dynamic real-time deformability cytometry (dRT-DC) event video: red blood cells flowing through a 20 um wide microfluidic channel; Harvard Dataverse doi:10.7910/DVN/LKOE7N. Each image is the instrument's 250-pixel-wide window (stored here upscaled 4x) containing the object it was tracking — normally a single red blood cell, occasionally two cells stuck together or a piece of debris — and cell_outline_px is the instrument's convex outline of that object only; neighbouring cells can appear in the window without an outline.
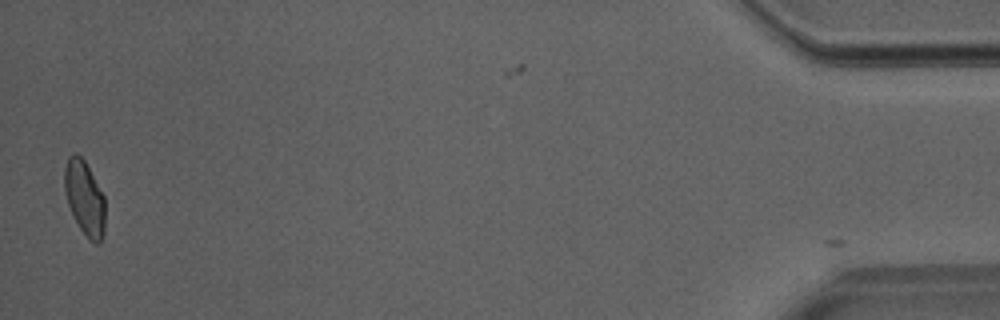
{"species": "Egyptian fruit bat (a non-hibernating species)", "species_latin": "Rousettus aegyptiacus", "temperature_condition": "room temperature", "stored_images_in_passage": 36, "camera_frame_rate_fps": 3000, "um_per_image_px": 0.085, "animal": {"sex": "male"}, "frame": {"image": 1, "passage_image": 35, "time_ms": 11.333, "image_size_px": [1000, 320], "cell_outline_px": [[104, 232], [100, 240], [96, 244], [88, 240], [80, 228], [68, 204], [64, 192], [64, 168], [68, 156], [72, 152], [76, 152], [84, 160], [104, 196]], "centroid_in_image_um": [7.17, 16.8], "position_along_channel_um": 428.0, "area_um2": 17.51}}